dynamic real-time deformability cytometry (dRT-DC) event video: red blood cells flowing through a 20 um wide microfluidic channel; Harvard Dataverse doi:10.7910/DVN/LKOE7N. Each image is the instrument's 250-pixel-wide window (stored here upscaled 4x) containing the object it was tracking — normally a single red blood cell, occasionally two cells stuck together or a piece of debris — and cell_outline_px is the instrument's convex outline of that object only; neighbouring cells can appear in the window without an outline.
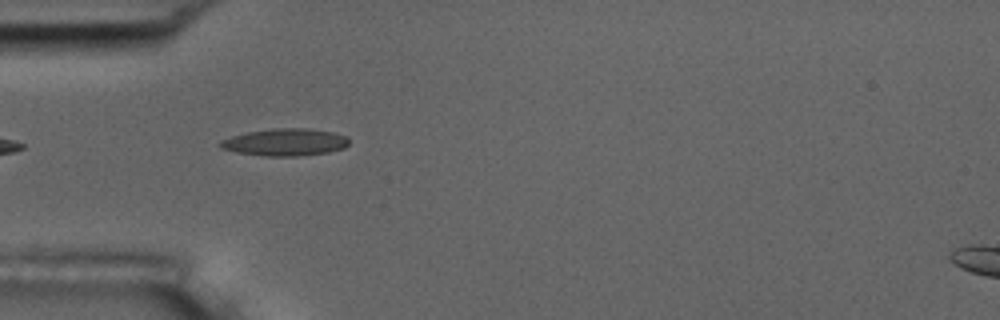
{"species": "common noctule bat (a hibernating species)", "species_latin": "Nyctalus noctula", "temperature_condition": "room temperature", "stored_images_in_passage": 39, "camera_frame_rate_fps": 3000, "um_per_image_px": 0.085, "animal": {"sex": "male", "body_mass_g": 17.5, "forearm_length_mm": 52.3}, "frame": {"image": 1, "passage_image": 1, "time_ms": 0.0, "image_size_px": [1000, 320], "cell_outline_px": [[348, 144], [344, 148], [328, 152], [296, 156], [268, 156], [236, 152], [220, 148], [216, 144], [220, 140], [232, 136], [248, 132], [272, 128], [308, 128], [332, 132], [348, 136]], "centroid_in_image_um": [24.21, 12.08], "position_along_channel_um": 60.8, "area_um2": 20.46}}
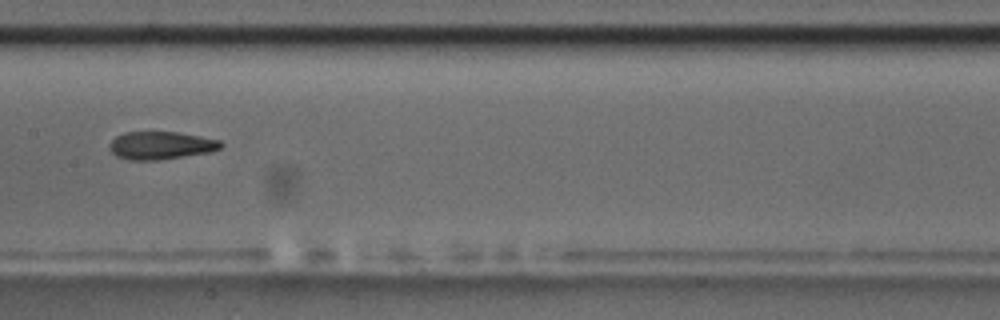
{"frame": {"image": 2, "passage_image": 12, "time_ms": 3.667, "image_size_px": [1000, 320], "cell_outline_px": [[224, 144], [220, 148], [212, 152], [160, 160], [128, 160], [116, 156], [108, 148], [108, 144], [116, 136], [124, 132], [180, 132], [220, 140]], "centroid_in_image_um": [13.67, 12.36], "position_along_channel_um": 193.7, "area_um2": 18.32}, "authors_computed_cell_mechanics": {"area_um2": 18.7272, "velocity_mm_per_s": 3.6898, "shape_relaxation_time_tau1_ms": 5.3435, "shape_relaxation_time_tau2_ms": 2.8393, "deformation_change_tau1": 0.1649, "deformation_change_tau2": 0.1023}}